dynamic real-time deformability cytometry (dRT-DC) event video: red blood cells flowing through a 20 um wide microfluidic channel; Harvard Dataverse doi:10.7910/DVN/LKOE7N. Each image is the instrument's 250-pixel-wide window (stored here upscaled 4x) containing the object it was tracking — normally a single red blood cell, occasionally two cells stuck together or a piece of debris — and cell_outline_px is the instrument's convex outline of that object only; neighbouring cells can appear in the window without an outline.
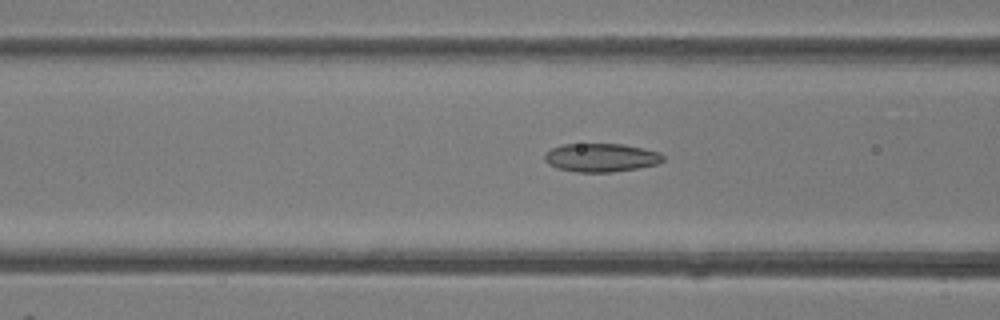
{"species": "common noctule bat (a hibernating species)", "species_latin": "Nyctalus noctula", "temperature_condition": "room temperature", "stored_images_in_passage": 48, "camera_frame_rate_fps": 3000, "um_per_image_px": 0.085, "animal": {"sex": "female"}, "frame": {"image": 1, "passage_image": 19, "time_ms": 6.0, "image_size_px": [1000, 320], "cell_outline_px": [[664, 160], [656, 164], [636, 168], [612, 172], [576, 172], [556, 168], [548, 164], [544, 160], [544, 156], [552, 148], [564, 144], [624, 144], [644, 148], [660, 152], [664, 156]], "centroid_in_image_um": [51.09, 13.39], "position_along_channel_um": 115.5, "area_um2": 19.65}}
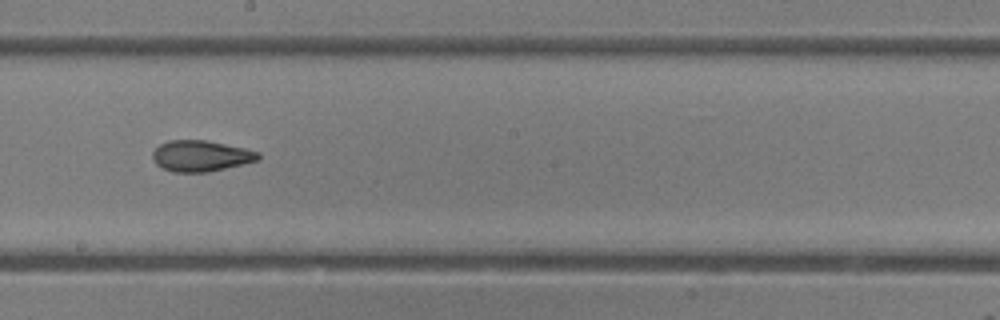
{"frame": {"image": 2, "passage_image": 27, "time_ms": 8.667, "image_size_px": [1000, 320], "cell_outline_px": [[260, 156], [256, 160], [244, 164], [208, 172], [172, 172], [156, 164], [152, 160], [152, 152], [160, 144], [168, 140], [204, 140], [244, 148], [260, 152]], "centroid_in_image_um": [17.04, 13.25], "position_along_channel_um": 231.2, "area_um2": 19.02}}
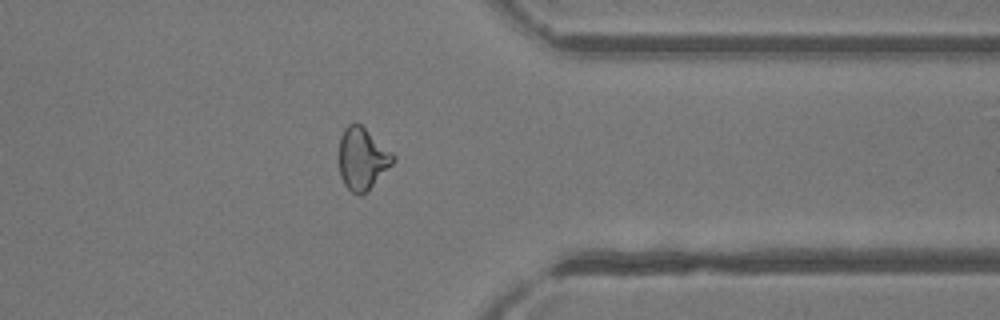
{"frame": {"image": 3, "passage_image": 38, "time_ms": 12.333, "image_size_px": [1000, 320], "cell_outline_px": [[396, 160], [368, 192], [360, 196], [352, 192], [344, 184], [340, 176], [340, 136], [344, 128], [348, 124], [360, 124], [392, 152], [396, 156]], "centroid_in_image_um": [30.82, 13.52], "position_along_channel_um": 380.6, "area_um2": 19.54}, "authors_computed_cell_mechanics": {"area_um2": 19.7387, "velocity_mm_per_s": 4.3296, "shape_relaxation_time_tau1_ms": 5.6028, "shape_relaxation_time_tau2_ms": 2.7207, "deformation_change_tau1": 0.1312, "deformation_change_tau2": 0.0935}}